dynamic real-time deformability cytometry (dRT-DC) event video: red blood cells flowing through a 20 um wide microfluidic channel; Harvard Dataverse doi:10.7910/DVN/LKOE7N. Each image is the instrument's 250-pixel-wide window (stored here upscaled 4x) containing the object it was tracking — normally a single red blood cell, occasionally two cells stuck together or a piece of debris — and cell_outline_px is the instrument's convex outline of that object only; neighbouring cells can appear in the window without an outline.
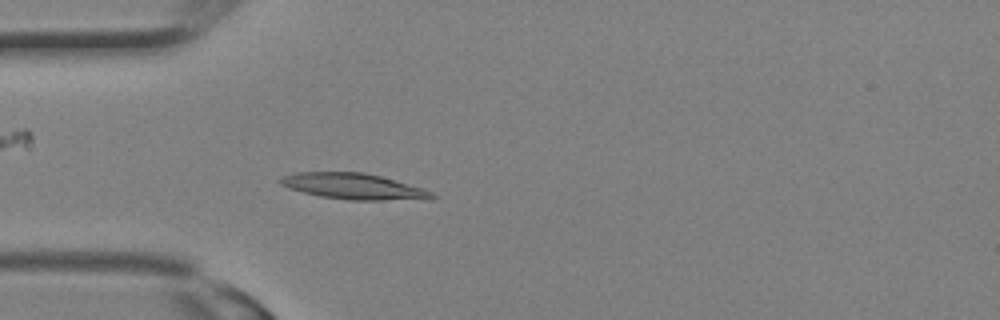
{"species": "Egyptian fruit bat (a non-hibernating species)", "species_latin": "Rousettus aegyptiacus", "temperature_condition": "room temperature", "stored_images_in_passage": 14, "camera_frame_rate_fps": 3000, "um_per_image_px": 0.085, "animal": {"sex": "female"}, "frame": {"image": 1, "passage_image": 8, "time_ms": 2.333, "image_size_px": [1000, 320], "cell_outline_px": [[436, 196], [432, 200], [348, 200], [320, 196], [304, 192], [280, 184], [276, 180], [284, 176], [296, 172], [364, 172], [380, 176], [424, 188], [432, 192]], "centroid_in_image_um": [30.12, 15.85], "position_along_channel_um": 54.9, "area_um2": 23.0}}
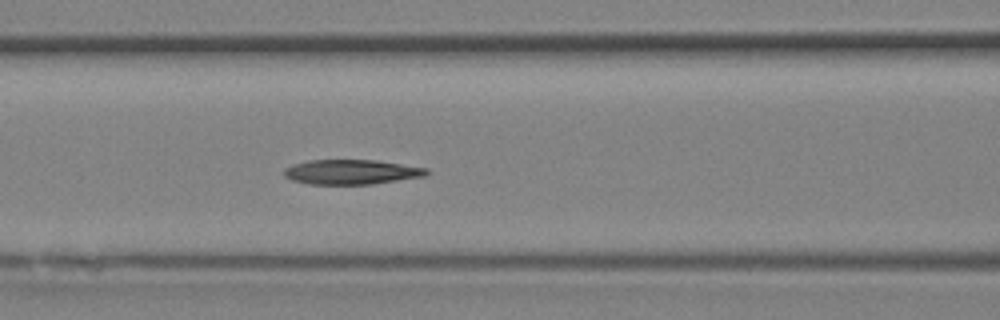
{"frame": {"image": 2, "passage_image": 12, "time_ms": 3.667, "image_size_px": [1000, 320], "cell_outline_px": [[432, 172], [428, 176], [372, 184], [308, 184], [292, 180], [284, 176], [284, 168], [292, 164], [308, 160], [376, 160], [428, 168]], "centroid_in_image_um": [29.91, 14.62], "position_along_channel_um": 136.7, "area_um2": 20.81}}
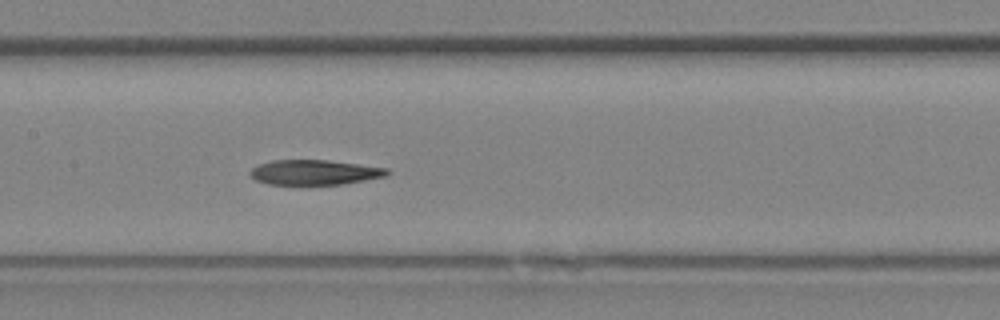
{"frame": {"image": 3, "passage_image": 14, "time_ms": 4.333, "image_size_px": [1000, 320], "cell_outline_px": [[392, 172], [388, 176], [344, 184], [268, 184], [256, 180], [248, 172], [252, 168], [260, 164], [272, 160], [328, 160], [388, 168]], "centroid_in_image_um": [26.79, 14.64], "position_along_channel_um": 180.6, "area_um2": 19.94}}